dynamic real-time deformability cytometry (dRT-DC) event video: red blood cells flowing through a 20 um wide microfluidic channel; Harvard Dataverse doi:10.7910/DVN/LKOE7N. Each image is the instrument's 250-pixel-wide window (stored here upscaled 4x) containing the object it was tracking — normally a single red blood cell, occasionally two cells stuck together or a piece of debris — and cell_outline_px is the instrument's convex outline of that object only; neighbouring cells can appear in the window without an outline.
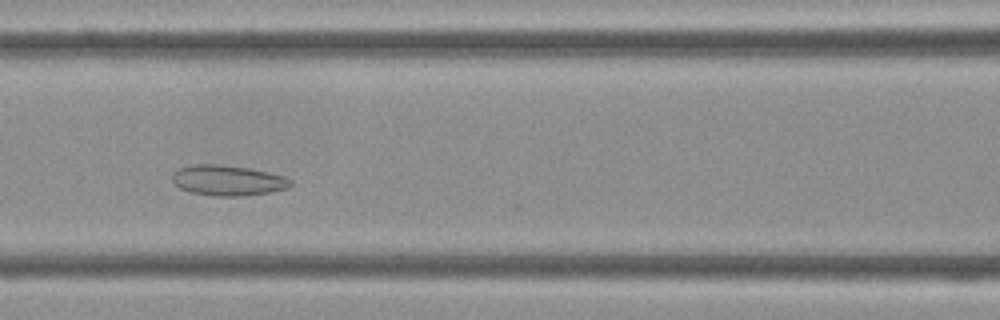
{"species": "Egyptian fruit bat (a non-hibernating species)", "species_latin": "Rousettus aegyptiacus", "temperature_condition": "cold", "stored_images_in_passage": 40, "camera_frame_rate_fps": 3000, "um_per_image_px": 0.085, "frame": {"image": 1, "passage_image": 15, "time_ms": 4.667, "image_size_px": [1000, 320], "cell_outline_px": [[292, 184], [288, 188], [268, 192], [244, 196], [212, 196], [188, 192], [180, 188], [172, 180], [172, 172], [180, 168], [192, 164], [220, 164], [248, 168], [268, 172], [284, 176], [292, 180]], "centroid_in_image_um": [19.34, 15.33], "position_along_channel_um": 147.3, "area_um2": 21.1}}
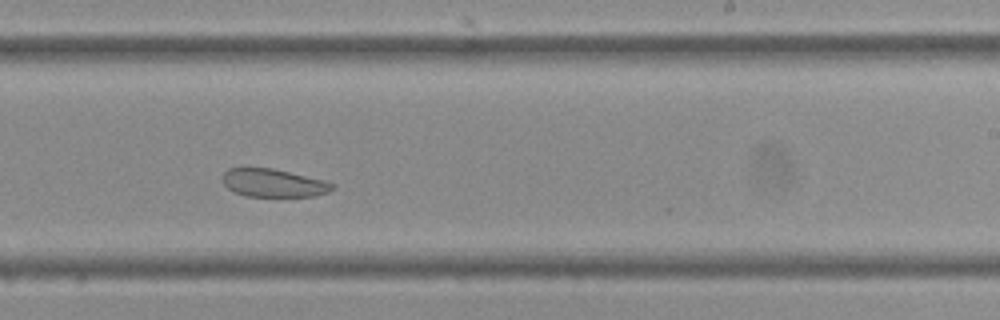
{"frame": {"image": 2, "passage_image": 23, "time_ms": 7.333, "image_size_px": [1000, 320], "cell_outline_px": [[336, 188], [328, 192], [312, 196], [244, 196], [228, 188], [224, 184], [220, 176], [228, 168], [272, 168], [324, 180], [336, 184]], "centroid_in_image_um": [23.24, 15.55], "position_along_channel_um": 265.8, "area_um2": 17.98}}
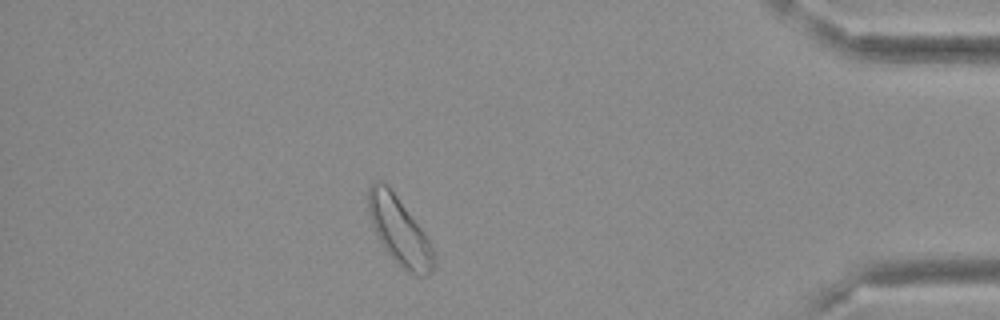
{"frame": {"image": 3, "passage_image": 35, "time_ms": 11.333, "image_size_px": [1000, 320], "cell_outline_px": [[432, 272], [428, 276], [412, 276], [400, 268], [396, 264], [380, 244], [372, 224], [368, 212], [368, 188], [376, 180], [384, 180], [432, 244]], "centroid_in_image_um": [33.9, 19.67], "position_along_channel_um": 401.3, "area_um2": 25.72}}